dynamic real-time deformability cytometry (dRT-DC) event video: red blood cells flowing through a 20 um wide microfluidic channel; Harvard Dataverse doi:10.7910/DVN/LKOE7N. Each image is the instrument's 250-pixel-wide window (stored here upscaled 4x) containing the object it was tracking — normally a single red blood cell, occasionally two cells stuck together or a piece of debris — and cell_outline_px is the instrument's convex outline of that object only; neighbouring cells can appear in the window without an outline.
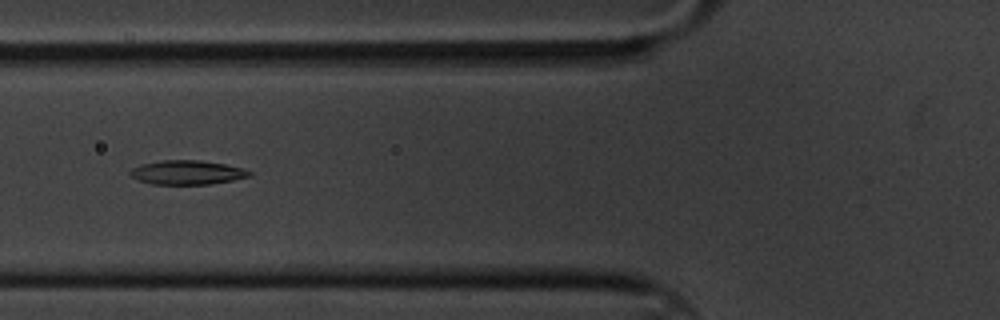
{"species": "common noctule bat (a hibernating species)", "species_latin": "Nyctalus noctula", "temperature_condition": "cold", "stored_images_in_passage": 8, "camera_frame_rate_fps": 3000, "um_per_image_px": 0.085, "animal": {"sex": "male", "body_mass_g": 20.1, "forearm_length_mm": 53.5}, "frame": {"image": 1, "passage_image": 5, "time_ms": 1.333, "image_size_px": [1000, 320], "cell_outline_px": [[252, 176], [232, 180], [208, 184], [152, 184], [140, 180], [132, 176], [128, 172], [132, 168], [140, 164], [160, 160], [200, 160], [224, 164], [244, 168], [252, 172]], "centroid_in_image_um": [15.91, 14.65], "position_along_channel_um": 109.9, "area_um2": 16.76}}
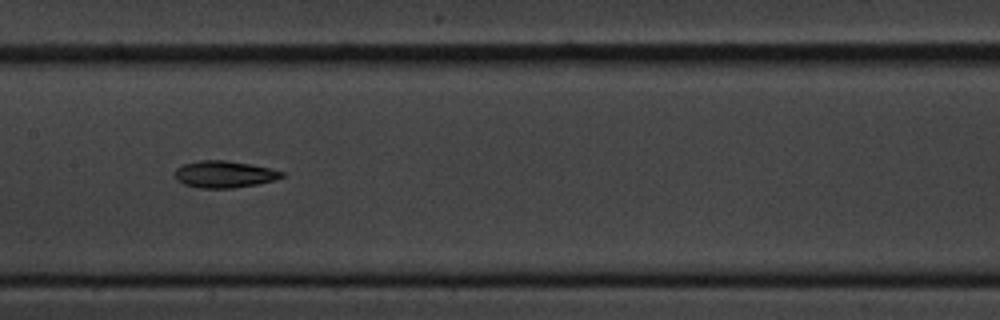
{"frame": {"image": 2, "passage_image": 7, "time_ms": 2.0, "image_size_px": [1000, 320], "cell_outline_px": [[284, 176], [276, 180], [256, 184], [232, 188], [200, 188], [184, 184], [176, 180], [176, 168], [184, 164], [200, 160], [224, 160], [252, 164], [272, 168], [284, 172]], "centroid_in_image_um": [19.1, 14.81], "position_along_channel_um": 188.3, "area_um2": 16.76}}
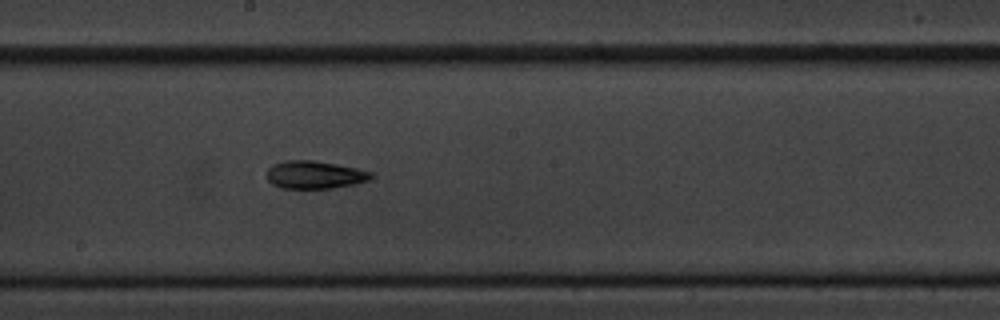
{"frame": {"image": 3, "passage_image": 8, "time_ms": 2.333, "image_size_px": [1000, 320], "cell_outline_px": [[372, 176], [368, 180], [352, 184], [332, 188], [284, 188], [272, 184], [268, 180], [268, 168], [272, 164], [284, 160], [312, 160], [336, 164], [356, 168], [372, 172]], "centroid_in_image_um": [26.72, 14.84], "position_along_channel_um": 221.5, "area_um2": 16.7}}